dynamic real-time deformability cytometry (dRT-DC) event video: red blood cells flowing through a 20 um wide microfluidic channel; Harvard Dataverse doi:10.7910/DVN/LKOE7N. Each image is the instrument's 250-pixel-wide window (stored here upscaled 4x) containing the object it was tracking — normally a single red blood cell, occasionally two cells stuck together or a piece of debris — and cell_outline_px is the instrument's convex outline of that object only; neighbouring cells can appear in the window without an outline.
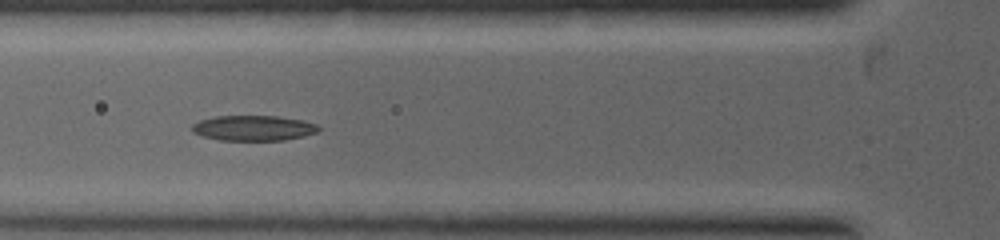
{"species": "common noctule bat (a hibernating species)", "species_latin": "Nyctalus noctula", "temperature_condition": "warm", "stored_images_in_passage": 22, "camera_frame_rate_fps": 5000, "um_per_image_px": 0.085, "animal": {"sex": "female", "body_mass_g": 19.0, "forearm_length_mm": 53.3}, "frame": {"image": 1, "passage_image": 7, "time_ms": 2.2, "image_size_px": [1000, 240], "cell_outline_px": [[320, 128], [316, 132], [304, 136], [284, 140], [220, 140], [204, 136], [192, 132], [192, 124], [200, 120], [216, 116], [276, 116], [304, 120], [316, 124]], "centroid_in_image_um": [21.55, 10.88], "position_along_channel_um": 104.3, "area_um2": 18.55}}
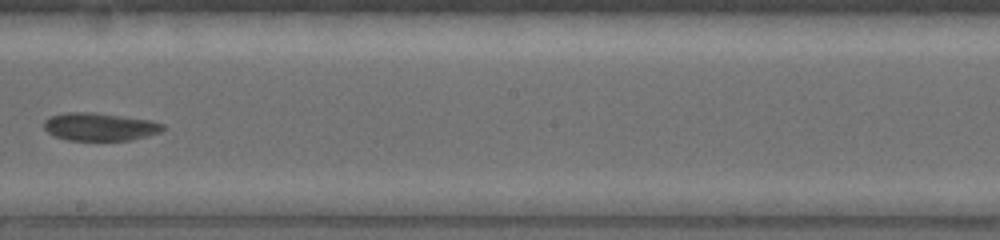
{"frame": {"image": 2, "passage_image": 13, "time_ms": 4.2, "image_size_px": [1000, 240], "cell_outline_px": [[164, 128], [160, 132], [148, 136], [128, 140], [64, 140], [48, 132], [44, 128], [44, 120], [48, 116], [64, 112], [96, 112], [148, 120], [164, 124]], "centroid_in_image_um": [8.43, 10.76], "position_along_channel_um": 239.8, "area_um2": 19.36}}
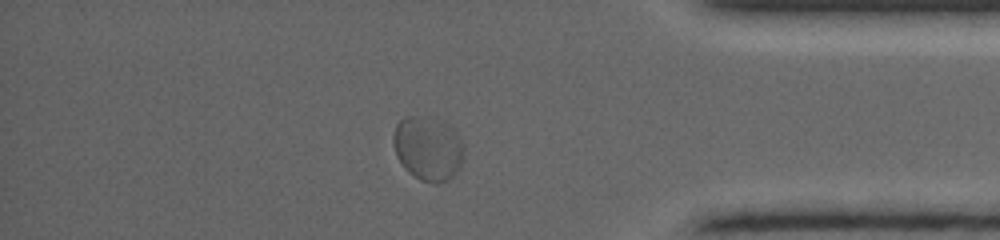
{"frame": {"image": 3, "passage_image": 20, "time_ms": 6.8, "image_size_px": [1000, 240], "cell_outline_px": [[464, 160], [460, 168], [452, 176], [436, 184], [432, 184], [420, 180], [408, 172], [404, 168], [396, 156], [392, 144], [392, 136], [396, 124], [404, 116], [424, 116], [444, 124], [452, 128], [460, 136], [464, 144]], "centroid_in_image_um": [36.36, 12.63], "position_along_channel_um": 398.8, "area_um2": 26.7}}